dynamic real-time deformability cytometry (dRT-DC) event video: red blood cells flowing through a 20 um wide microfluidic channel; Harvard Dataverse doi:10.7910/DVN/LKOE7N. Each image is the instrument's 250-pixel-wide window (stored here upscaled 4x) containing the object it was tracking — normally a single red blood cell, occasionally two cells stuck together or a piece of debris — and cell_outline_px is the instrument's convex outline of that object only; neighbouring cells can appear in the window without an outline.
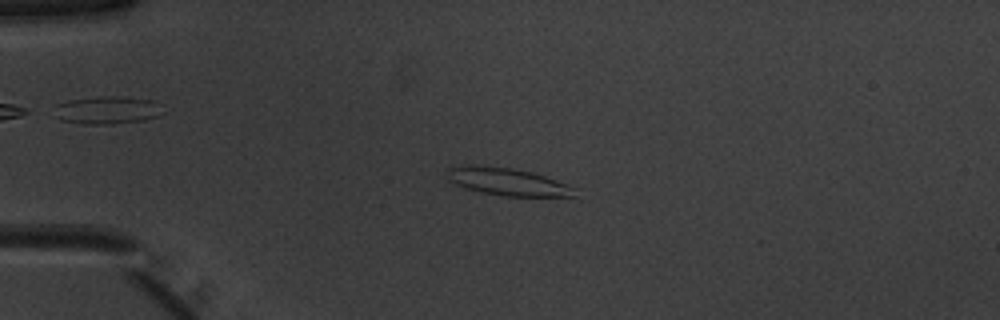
{"species": "common noctule bat (a hibernating species)", "species_latin": "Nyctalus noctula", "temperature_condition": "warm", "stored_images_in_passage": 51, "camera_frame_rate_fps": 3000, "um_per_image_px": 0.085, "animal": {"sex": "male", "body_mass_g": 20.1, "forearm_length_mm": 53.5}, "frame": {"image": 1, "passage_image": 12, "time_ms": 3.667, "image_size_px": [1000, 320], "cell_outline_px": [[576, 196], [504, 196], [480, 192], [456, 184], [448, 180], [448, 168], [464, 164], [472, 164], [512, 168], [532, 172], [556, 180], [576, 188]], "centroid_in_image_um": [43.12, 15.43], "position_along_channel_um": 41.9, "area_um2": 20.4}}
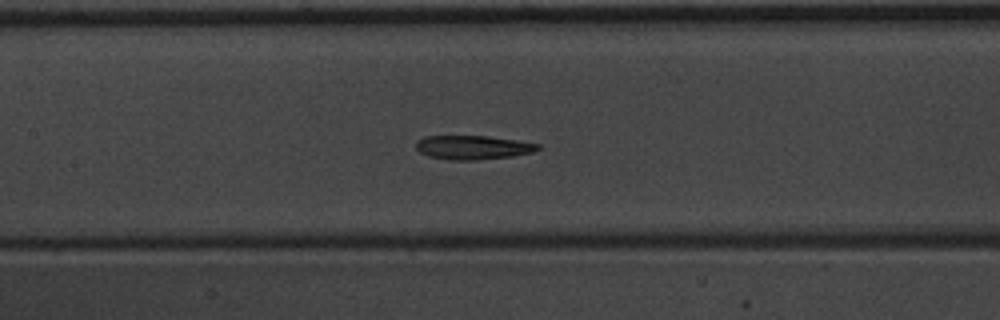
{"frame": {"image": 2, "passage_image": 24, "time_ms": 7.667, "image_size_px": [1000, 320], "cell_outline_px": [[540, 148], [532, 152], [512, 156], [476, 160], [448, 160], [428, 156], [420, 152], [416, 148], [416, 140], [424, 136], [488, 136], [516, 140], [540, 144]], "centroid_in_image_um": [40.16, 12.53], "position_along_channel_um": 167.2, "area_um2": 17.05}}
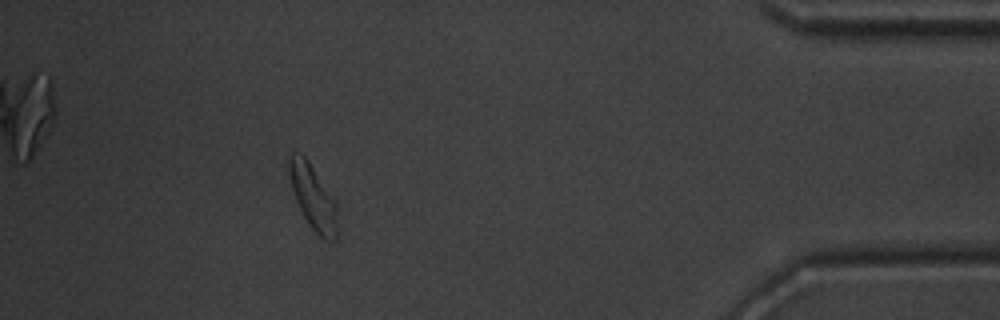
{"frame": {"image": 3, "passage_image": 46, "time_ms": 15.0, "image_size_px": [1000, 320], "cell_outline_px": [[336, 240], [332, 244], [324, 240], [308, 224], [296, 200], [292, 188], [288, 172], [288, 156], [292, 152], [304, 156], [308, 160], [336, 200]], "centroid_in_image_um": [26.61, 16.77], "position_along_channel_um": 408.6, "area_um2": 18.21}, "authors_computed_cell_mechanics": {"area_um2": 18.207, "velocity_mm_per_s": 3.9354, "shape_relaxation_time_tau1_ms": 4.4126, "shape_relaxation_time_tau2_ms": 2.3304, "deformation_change_tau1": 0.177, "deformation_change_tau2": 0.1135}}